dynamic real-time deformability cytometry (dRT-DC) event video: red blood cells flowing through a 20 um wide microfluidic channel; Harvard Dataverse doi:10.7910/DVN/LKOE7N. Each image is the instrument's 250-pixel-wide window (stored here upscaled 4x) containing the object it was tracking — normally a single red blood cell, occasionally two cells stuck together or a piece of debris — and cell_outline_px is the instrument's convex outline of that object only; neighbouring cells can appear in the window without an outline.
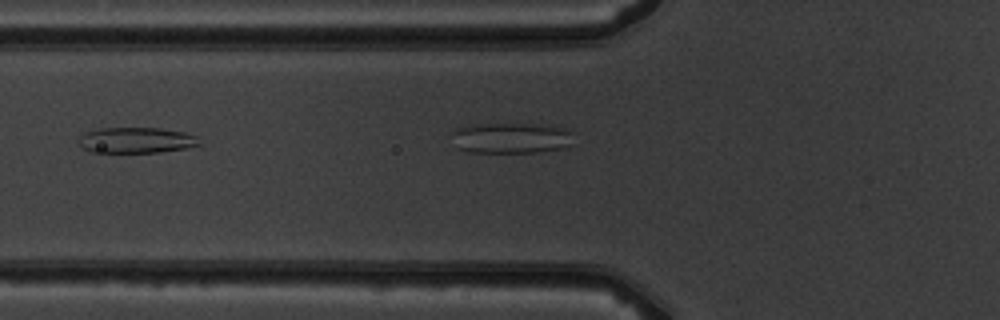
{"species": "common noctule bat (a hibernating species)", "species_latin": "Nyctalus noctula", "temperature_condition": "warm", "stored_images_in_passage": 5, "camera_frame_rate_fps": 3000, "um_per_image_px": 0.085, "animal": {"sex": "male", "body_mass_g": 19.5, "forearm_length_mm": 54.6}, "frame": {"image": 1, "passage_image": 4, "time_ms": 4.333, "image_size_px": [1000, 320], "cell_outline_px": [[204, 144], [184, 148], [156, 152], [92, 152], [84, 148], [80, 144], [80, 136], [84, 132], [100, 128], [160, 128], [184, 132], [200, 136]], "centroid_in_image_um": [11.66, 11.91], "position_along_channel_um": 114.1, "area_um2": 18.15}}